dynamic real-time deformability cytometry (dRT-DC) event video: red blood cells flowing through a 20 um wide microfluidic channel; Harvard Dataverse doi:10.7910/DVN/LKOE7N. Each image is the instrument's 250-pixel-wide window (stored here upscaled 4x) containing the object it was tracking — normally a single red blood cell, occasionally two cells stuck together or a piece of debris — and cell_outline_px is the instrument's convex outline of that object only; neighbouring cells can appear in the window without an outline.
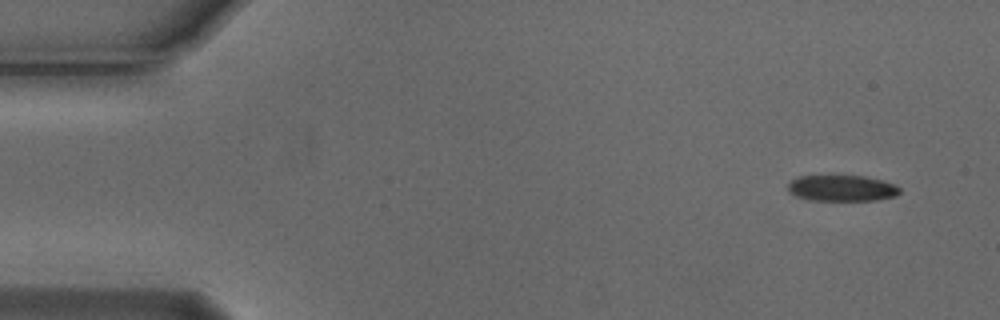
{"species": "Egyptian fruit bat (a non-hibernating species)", "species_latin": "Rousettus aegyptiacus", "temperature_condition": "cold", "stored_images_in_passage": 9, "camera_frame_rate_fps": 3000, "um_per_image_px": 0.085, "animal": {"sex": "male"}, "frame": {"image": 1, "passage_image": 1, "time_ms": 0.0, "image_size_px": [1000, 320], "cell_outline_px": [[900, 192], [896, 196], [876, 200], [812, 200], [796, 196], [788, 192], [788, 184], [796, 176], [832, 172], [864, 176], [884, 180], [896, 184], [900, 188]], "centroid_in_image_um": [71.53, 15.93], "position_along_channel_um": 13.5, "area_um2": 18.03}}
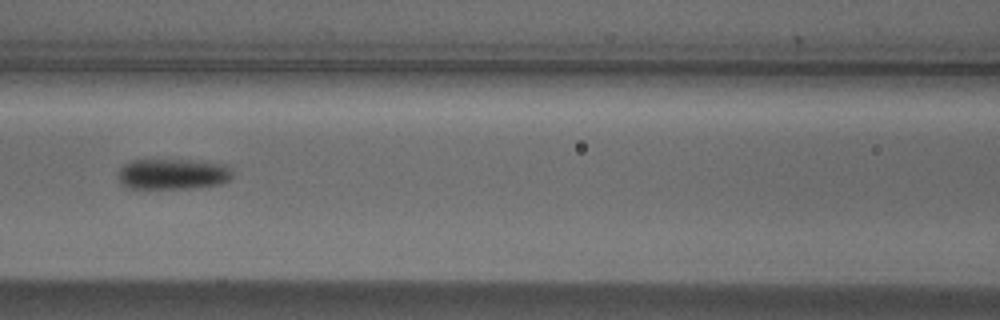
{"frame": {"image": 2, "passage_image": 6, "time_ms": 1.667, "image_size_px": [1000, 320], "cell_outline_px": [[232, 176], [228, 180], [220, 184], [188, 188], [128, 188], [120, 184], [120, 168], [124, 164], [132, 160], [192, 160], [220, 164], [228, 168], [232, 172]], "centroid_in_image_um": [14.65, 14.79], "position_along_channel_um": 151.9, "area_um2": 20.11}}
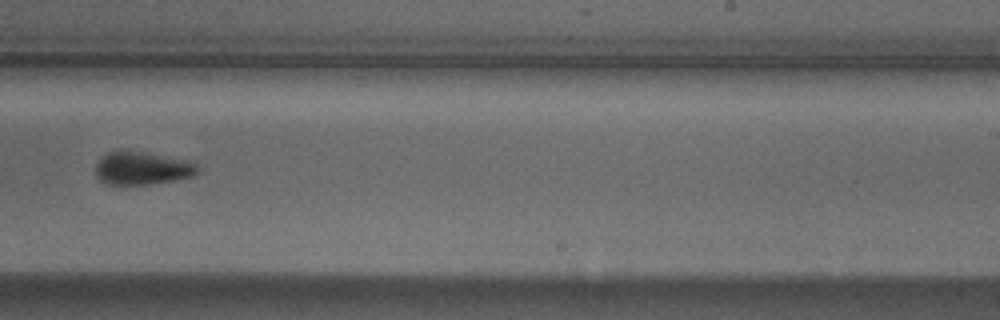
{"frame": {"image": 3, "passage_image": 9, "time_ms": 2.667, "image_size_px": [1000, 320], "cell_outline_px": [[200, 172], [192, 176], [172, 180], [148, 184], [108, 184], [100, 180], [96, 176], [96, 164], [100, 156], [108, 152], [120, 148], [128, 148], [192, 160], [200, 168]], "centroid_in_image_um": [12.09, 14.23], "position_along_channel_um": 276.9, "area_um2": 20.4}}